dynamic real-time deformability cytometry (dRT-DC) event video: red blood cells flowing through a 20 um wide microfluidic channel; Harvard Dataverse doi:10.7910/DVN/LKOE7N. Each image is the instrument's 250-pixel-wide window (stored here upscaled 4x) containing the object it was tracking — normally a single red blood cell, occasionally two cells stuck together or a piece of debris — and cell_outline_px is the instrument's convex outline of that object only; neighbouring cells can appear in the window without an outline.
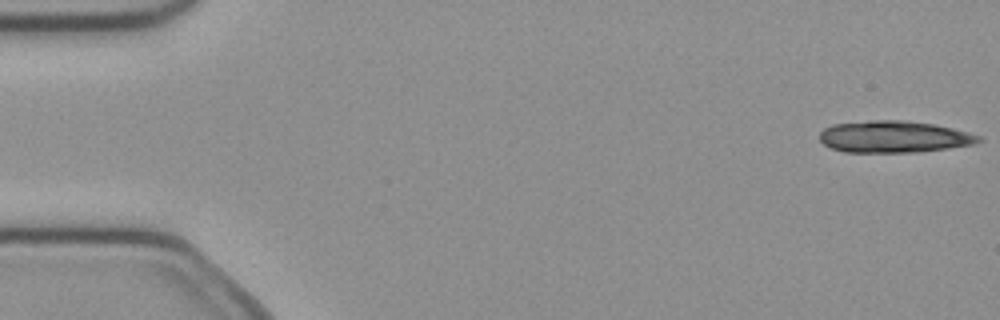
{"species": "common noctule bat (a hibernating species)", "species_latin": "Nyctalus noctula", "temperature_condition": "cold", "stored_images_in_passage": 7, "camera_frame_rate_fps": 3000, "um_per_image_px": 0.085, "animal": {"sex": "female", "body_mass_g": 21.9}, "frame": {"image": 1, "passage_image": 1, "time_ms": 0.0, "image_size_px": [1000, 320], "cell_outline_px": [[984, 140], [976, 144], [948, 148], [916, 152], [844, 152], [832, 148], [824, 144], [820, 140], [820, 132], [824, 128], [832, 124], [872, 120], [904, 120], [932, 124], [952, 128], [984, 136]], "centroid_in_image_um": [76.02, 11.62], "position_along_channel_um": 9.0, "area_um2": 29.59}}